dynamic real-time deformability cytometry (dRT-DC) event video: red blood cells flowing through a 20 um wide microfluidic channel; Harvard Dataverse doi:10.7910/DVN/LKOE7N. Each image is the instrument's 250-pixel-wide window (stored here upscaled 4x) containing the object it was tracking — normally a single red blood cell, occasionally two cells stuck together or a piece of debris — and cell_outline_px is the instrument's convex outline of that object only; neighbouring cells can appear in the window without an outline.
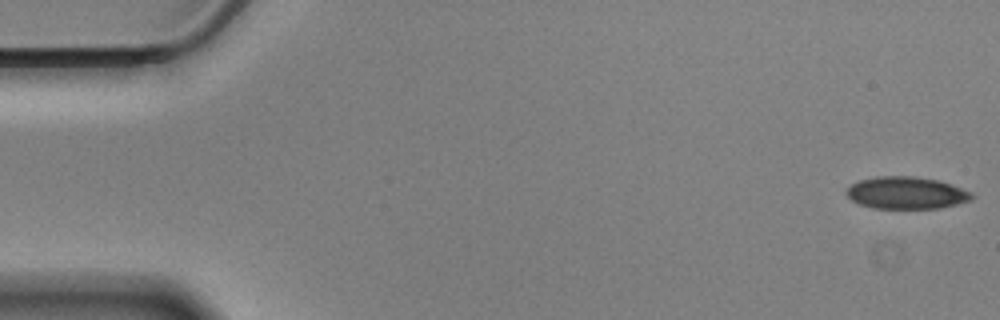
{"species": "Egyptian fruit bat (a non-hibernating species)", "species_latin": "Rousettus aegyptiacus", "temperature_condition": "cold", "stored_images_in_passage": 56, "camera_frame_rate_fps": 3000, "um_per_image_px": 0.085, "animal": {"sex": "male"}, "frame": {"image": 1, "passage_image": 1, "time_ms": 0.0, "image_size_px": [1000, 320], "cell_outline_px": [[976, 196], [972, 200], [940, 208], [872, 208], [860, 204], [852, 200], [844, 192], [852, 184], [860, 180], [876, 176], [912, 176], [940, 180], [972, 192]], "centroid_in_image_um": [77.07, 16.39], "position_along_channel_um": 7.9, "area_um2": 23.58}}
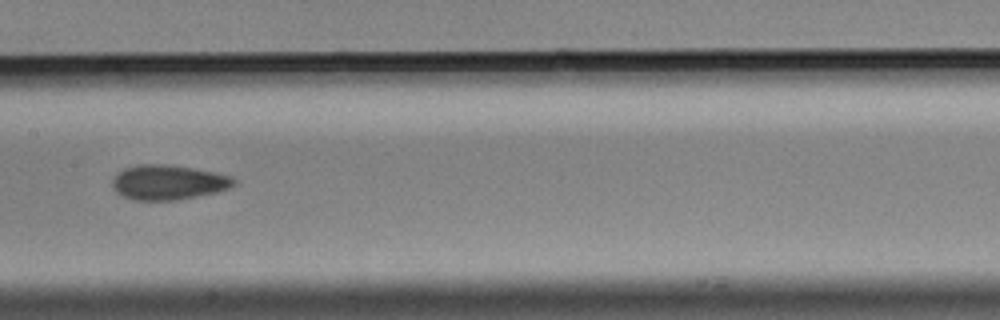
{"frame": {"image": 2, "passage_image": 28, "time_ms": 9.0, "image_size_px": [1000, 320], "cell_outline_px": [[236, 184], [228, 188], [216, 192], [176, 200], [132, 200], [116, 192], [112, 188], [112, 180], [124, 168], [136, 164], [164, 164], [192, 168], [216, 172], [232, 176], [236, 180]], "centroid_in_image_um": [14.3, 15.49], "position_along_channel_um": 193.1, "area_um2": 24.62}}
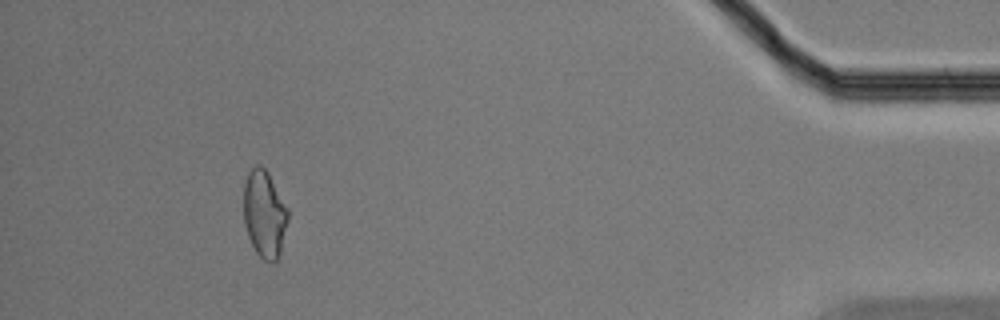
{"frame": {"image": 3, "passage_image": 52, "time_ms": 17.0, "image_size_px": [1000, 320], "cell_outline_px": [[288, 220], [280, 252], [276, 260], [272, 264], [264, 260], [256, 252], [248, 236], [244, 224], [244, 184], [248, 172], [256, 164], [260, 164], [268, 172], [288, 208]], "centroid_in_image_um": [22.47, 18.18], "position_along_channel_um": 412.7, "area_um2": 22.54}, "authors_computed_cell_mechanics": {"area_um2": 23.987, "velocity_mm_per_s": 3.5207, "shape_relaxation_time_tau1_ms": 9.0139, "shape_relaxation_time_tau2_ms": 3.8688, "deformation_change_tau1": 0.1167, "deformation_change_tau2": 0.0939}}